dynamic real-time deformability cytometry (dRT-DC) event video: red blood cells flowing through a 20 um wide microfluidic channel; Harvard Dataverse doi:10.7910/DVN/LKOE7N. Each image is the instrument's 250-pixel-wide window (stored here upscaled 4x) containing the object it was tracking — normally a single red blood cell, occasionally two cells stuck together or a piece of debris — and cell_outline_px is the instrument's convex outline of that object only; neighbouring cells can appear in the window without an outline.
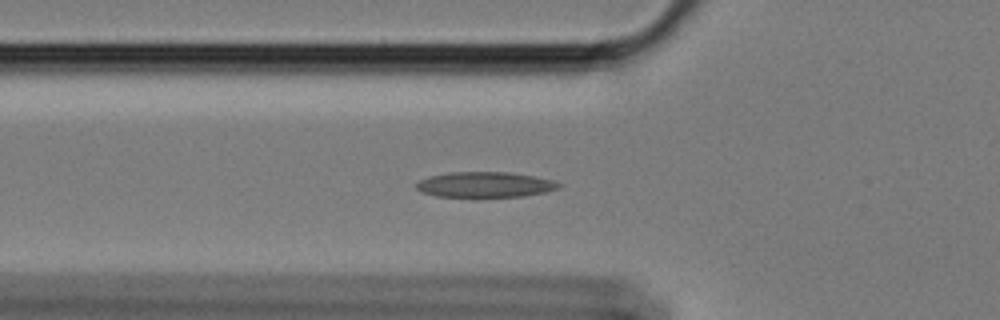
{"species": "Egyptian fruit bat (a non-hibernating species)", "species_latin": "Rousettus aegyptiacus", "temperature_condition": "cold", "stored_images_in_passage": 51, "camera_frame_rate_fps": 3000, "um_per_image_px": 0.085, "animal": {"sex": "female"}, "frame": {"image": 1, "passage_image": 14, "time_ms": 4.333, "image_size_px": [1000, 320], "cell_outline_px": [[560, 188], [544, 192], [524, 196], [436, 196], [420, 192], [416, 188], [416, 184], [420, 180], [428, 176], [448, 172], [508, 172], [532, 176], [552, 180], [560, 184]], "centroid_in_image_um": [41.18, 15.68], "position_along_channel_um": 84.6, "area_um2": 20.87}}
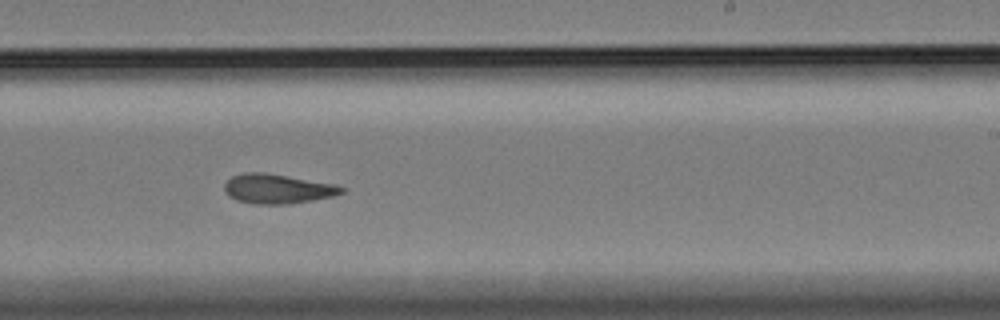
{"frame": {"image": 2, "passage_image": 30, "time_ms": 9.667, "image_size_px": [1000, 320], "cell_outline_px": [[344, 192], [332, 196], [312, 200], [288, 204], [252, 204], [236, 200], [228, 196], [224, 192], [224, 184], [232, 176], [244, 172], [264, 172], [332, 184], [344, 188]], "centroid_in_image_um": [23.51, 16.05], "position_along_channel_um": 265.5, "area_um2": 20.0}}
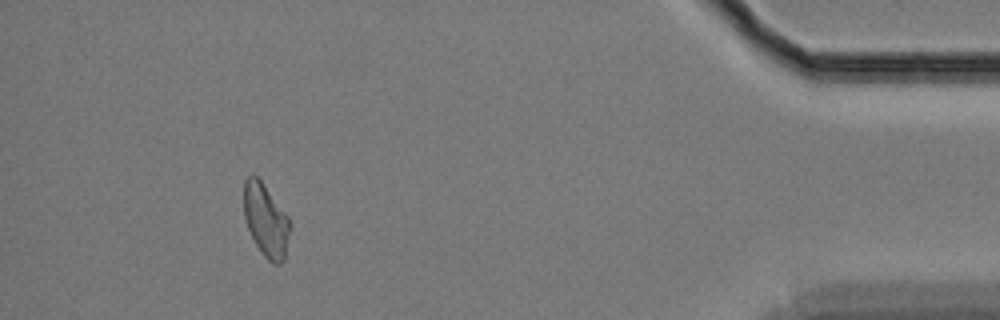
{"frame": {"image": 3, "passage_image": 48, "time_ms": 15.667, "image_size_px": [1000, 320], "cell_outline_px": [[292, 224], [284, 260], [280, 264], [272, 264], [264, 256], [256, 244], [244, 220], [244, 180], [252, 172], [260, 180], [288, 216]], "centroid_in_image_um": [22.61, 18.73], "position_along_channel_um": 412.6, "area_um2": 19.65}, "authors_computed_cell_mechanics": {"area_um2": 19.9988, "velocity_mm_per_s": 3.3792, "shape_relaxation_time_tau1_ms": null, "shape_relaxation_time_tau2_ms": 6.7947, "deformation_change_tau1": null, "deformation_change_tau2": 0.1506}}